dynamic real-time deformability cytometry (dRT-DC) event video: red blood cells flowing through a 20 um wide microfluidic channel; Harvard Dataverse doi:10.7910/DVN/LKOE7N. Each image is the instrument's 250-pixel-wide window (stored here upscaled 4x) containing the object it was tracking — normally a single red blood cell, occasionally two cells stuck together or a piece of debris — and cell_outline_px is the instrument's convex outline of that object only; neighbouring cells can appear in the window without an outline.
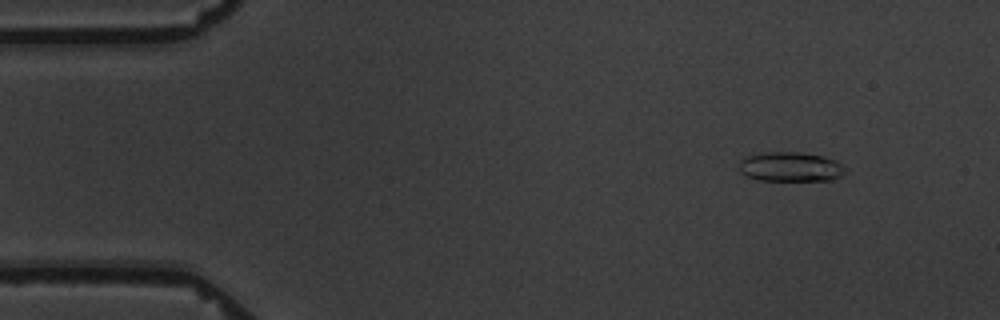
{"species": "common noctule bat (a hibernating species)", "species_latin": "Nyctalus noctula", "temperature_condition": "warm", "stored_images_in_passage": 4, "camera_frame_rate_fps": 3000, "um_per_image_px": 0.085, "animal": {"sex": "male", "body_mass_g": 19.5, "forearm_length_mm": 54.6}, "frame": {"image": 1, "passage_image": 2, "time_ms": 1.0, "image_size_px": [1000, 320], "cell_outline_px": [[848, 168], [840, 176], [832, 180], [756, 180], [744, 176], [740, 172], [740, 160], [744, 156], [764, 152], [800, 152], [820, 156], [836, 160]], "centroid_in_image_um": [67.17, 14.18], "position_along_channel_um": 17.8, "area_um2": 18.44}}